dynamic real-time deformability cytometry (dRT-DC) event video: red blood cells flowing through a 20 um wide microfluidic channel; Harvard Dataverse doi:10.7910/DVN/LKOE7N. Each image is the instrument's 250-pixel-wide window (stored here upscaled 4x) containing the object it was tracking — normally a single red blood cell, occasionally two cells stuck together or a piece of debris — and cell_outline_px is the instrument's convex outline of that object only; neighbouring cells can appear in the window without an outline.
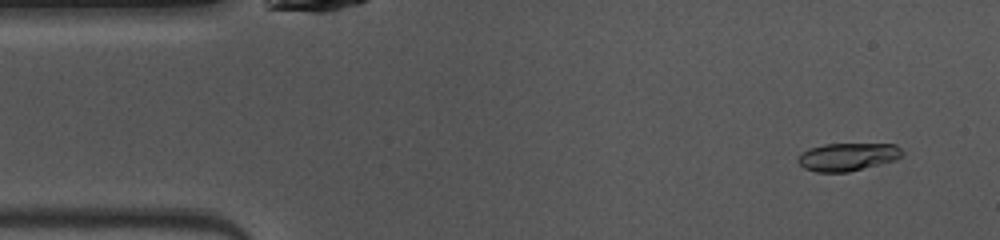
{"species": "common noctule bat (a hibernating species)", "species_latin": "Nyctalus noctula", "temperature_condition": "warm", "stored_images_in_passage": 47, "camera_frame_rate_fps": 3000, "um_per_image_px": 0.085, "animal": {"sex": "female", "body_mass_g": 10.0, "forearm_length_mm": 53.1}, "frame": {"image": 1, "passage_image": 3, "time_ms": 0.667, "image_size_px": [1000, 240], "cell_outline_px": [[904, 152], [896, 160], [848, 172], [816, 172], [804, 168], [796, 160], [808, 148], [824, 144], [896, 144]], "centroid_in_image_um": [72.05, 13.33], "position_along_channel_um": 12.9, "area_um2": 16.88}}
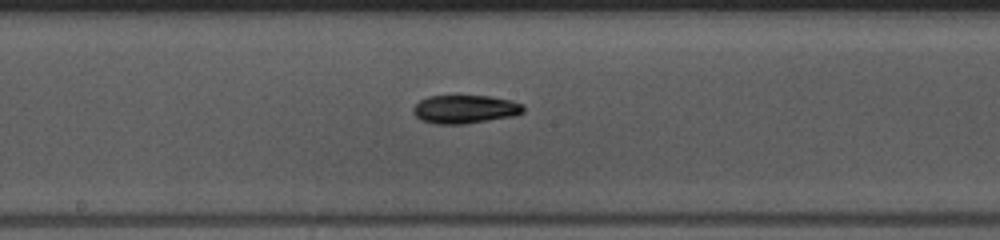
{"frame": {"image": 2, "passage_image": 23, "time_ms": 7.333, "image_size_px": [1000, 240], "cell_outline_px": [[524, 112], [512, 116], [464, 124], [436, 124], [420, 120], [412, 112], [412, 108], [420, 100], [428, 96], [488, 96], [512, 100], [524, 104]], "centroid_in_image_um": [39.51, 9.28], "position_along_channel_um": 208.7, "area_um2": 18.26}}
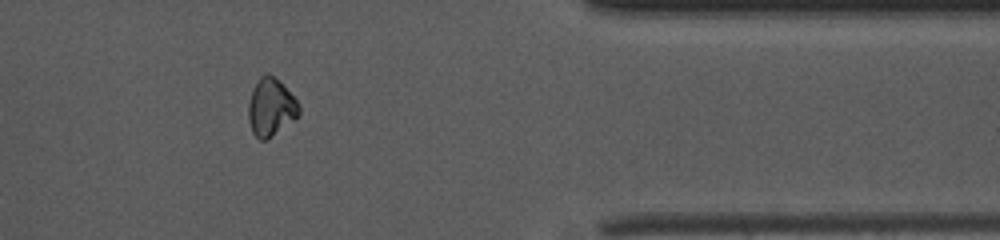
{"frame": {"image": 3, "passage_image": 38, "time_ms": 12.333, "image_size_px": [1000, 240], "cell_outline_px": [[300, 116], [264, 140], [260, 140], [252, 132], [248, 120], [248, 104], [252, 92], [260, 76], [264, 72], [268, 72], [296, 100], [300, 108]], "centroid_in_image_um": [23.0, 9.13], "position_along_channel_um": 388.4, "area_um2": 16.53}, "authors_computed_cell_mechanics": {"area_um2": 17.2822, "velocity_mm_per_s": 4.078, "shape_relaxation_time_tau1_ms": 4.9261, "shape_relaxation_time_tau2_ms": null, "deformation_change_tau1": 0.1377, "deformation_change_tau2": null}}